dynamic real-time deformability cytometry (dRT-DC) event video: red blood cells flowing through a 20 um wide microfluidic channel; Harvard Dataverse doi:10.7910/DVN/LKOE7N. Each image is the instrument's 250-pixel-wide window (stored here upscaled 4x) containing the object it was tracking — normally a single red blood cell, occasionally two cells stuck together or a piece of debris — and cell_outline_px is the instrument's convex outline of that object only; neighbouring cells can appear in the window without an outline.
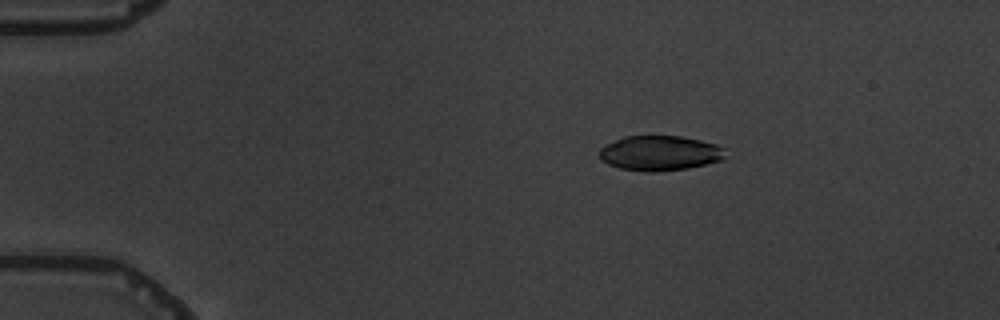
{"species": "common noctule bat (a hibernating species)", "species_latin": "Nyctalus noctula", "temperature_condition": "warm", "stored_images_in_passage": 5, "camera_frame_rate_fps": 3000, "um_per_image_px": 0.085, "animal": {"sex": "male", "body_mass_g": 19.5, "forearm_length_mm": 54.6}, "frame": {"image": 1, "passage_image": 3, "time_ms": 2.333, "image_size_px": [1000, 320], "cell_outline_px": [[724, 160], [688, 168], [656, 172], [648, 172], [620, 168], [608, 164], [600, 160], [600, 148], [624, 136], [680, 136], [700, 140], [716, 144], [724, 148]], "centroid_in_image_um": [56.1, 13.02], "position_along_channel_um": 28.9, "area_um2": 25.61}}